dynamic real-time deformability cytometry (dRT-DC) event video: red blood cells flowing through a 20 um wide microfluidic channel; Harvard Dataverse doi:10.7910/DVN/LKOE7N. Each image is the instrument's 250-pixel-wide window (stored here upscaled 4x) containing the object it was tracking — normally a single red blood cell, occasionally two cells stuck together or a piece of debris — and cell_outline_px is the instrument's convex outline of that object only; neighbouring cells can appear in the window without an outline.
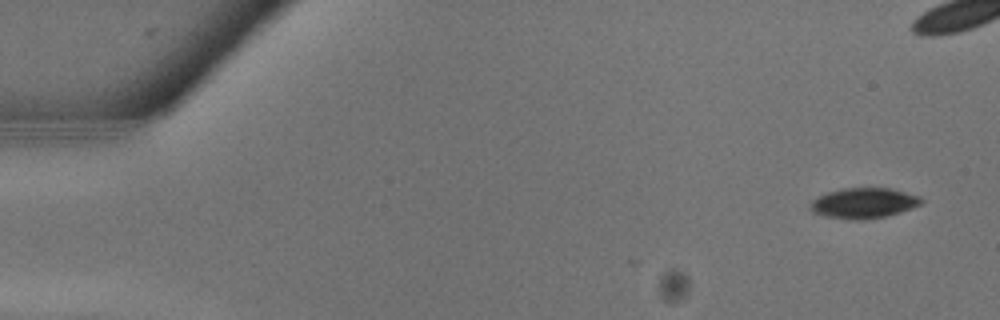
{"species": "common noctule bat (a hibernating species)", "species_latin": "Nyctalus noctula", "temperature_condition": "warm", "stored_images_in_passage": 10, "camera_frame_rate_fps": 3000, "um_per_image_px": 0.085, "animal": {"sex": "male", "body_mass_g": 13.3}, "frame": {"image": 1, "passage_image": 2, "time_ms": 0.333, "image_size_px": [1000, 320], "cell_outline_px": [[924, 200], [920, 204], [900, 212], [888, 216], [864, 220], [852, 220], [824, 216], [812, 212], [808, 208], [808, 204], [812, 200], [828, 192], [840, 188], [888, 188], [920, 196]], "centroid_in_image_um": [73.37, 17.27], "position_along_channel_um": 11.6, "area_um2": 19.77}}